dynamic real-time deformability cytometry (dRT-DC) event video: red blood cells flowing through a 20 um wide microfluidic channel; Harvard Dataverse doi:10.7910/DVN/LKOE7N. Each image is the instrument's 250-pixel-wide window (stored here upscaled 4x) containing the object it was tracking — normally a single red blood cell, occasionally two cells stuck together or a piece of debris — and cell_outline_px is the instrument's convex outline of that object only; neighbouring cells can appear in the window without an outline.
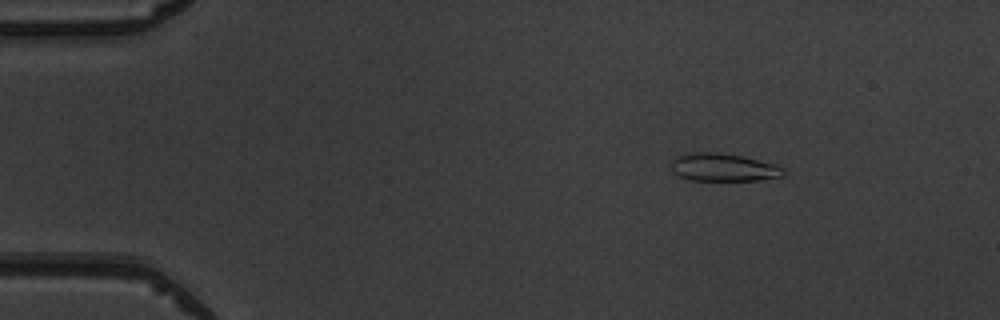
{"species": "common noctule bat (a hibernating species)", "species_latin": "Nyctalus noctula", "temperature_condition": "warm", "stored_images_in_passage": 4, "segment_of_instrument_passage": [1, 2], "camera_frame_rate_fps": 3000, "um_per_image_px": 0.085, "animal": {"sex": "male", "body_mass_g": 19.5, "forearm_length_mm": 54.6}, "frame": {"image": 1, "passage_image": 1, "time_ms": 0.0, "image_size_px": [1000, 320], "cell_outline_px": [[784, 176], [756, 180], [688, 180], [672, 172], [672, 160], [676, 156], [692, 152], [720, 152], [744, 156], [776, 164], [784, 168]], "centroid_in_image_um": [61.49, 14.21], "position_along_channel_um": 23.5, "area_um2": 18.38}}